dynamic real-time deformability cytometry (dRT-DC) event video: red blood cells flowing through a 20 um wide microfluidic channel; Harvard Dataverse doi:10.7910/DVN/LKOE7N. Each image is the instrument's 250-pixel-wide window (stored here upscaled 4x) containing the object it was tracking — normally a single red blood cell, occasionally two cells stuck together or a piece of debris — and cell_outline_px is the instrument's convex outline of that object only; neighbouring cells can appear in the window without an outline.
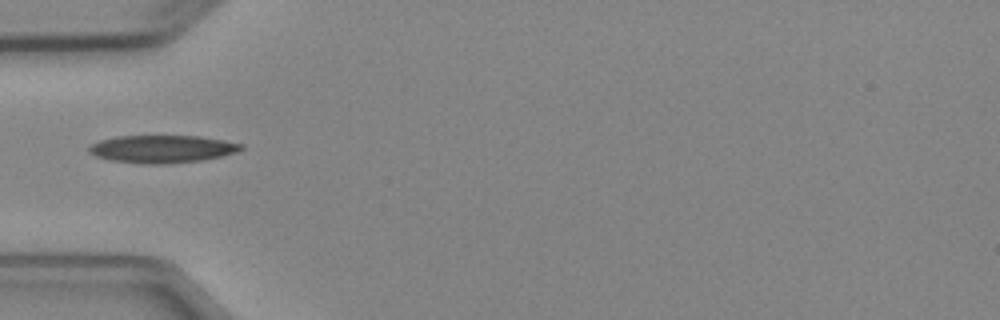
{"species": "Egyptian fruit bat (a non-hibernating species)", "species_latin": "Rousettus aegyptiacus", "temperature_condition": "cold", "stored_images_in_passage": 1, "camera_frame_rate_fps": 3000, "um_per_image_px": 0.085, "animal": {"sex": "female"}, "frame": {"image": 1, "passage_image": 1, "time_ms": 0.0, "image_size_px": [1000, 320], "cell_outline_px": [[244, 148], [236, 152], [220, 156], [200, 160], [164, 164], [144, 164], [112, 160], [96, 156], [88, 152], [88, 148], [92, 144], [100, 140], [116, 136], [200, 136], [224, 140], [244, 144]], "centroid_in_image_um": [13.79, 12.65], "position_along_channel_um": 71.2, "area_um2": 24.39}}